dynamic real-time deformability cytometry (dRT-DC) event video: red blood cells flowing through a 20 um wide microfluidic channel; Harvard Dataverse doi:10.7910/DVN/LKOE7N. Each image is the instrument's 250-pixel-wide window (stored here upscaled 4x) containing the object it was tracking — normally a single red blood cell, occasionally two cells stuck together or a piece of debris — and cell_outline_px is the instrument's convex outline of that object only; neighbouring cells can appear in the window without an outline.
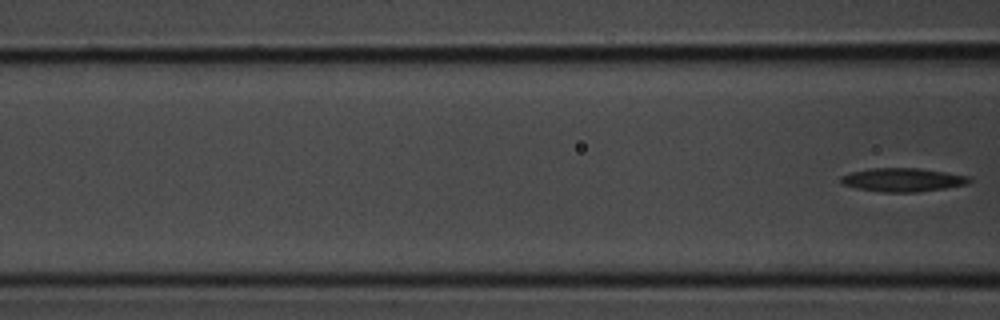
{"species": "common noctule bat (a hibernating species)", "species_latin": "Nyctalus noctula", "temperature_condition": "room temperature", "stored_images_in_passage": 5, "segment_of_instrument_passage": [2, 2], "camera_frame_rate_fps": 3000, "um_per_image_px": 0.085, "animal": {"sex": "male", "body_mass_g": 20.1, "forearm_length_mm": 53.5}, "frame": {"image": 1, "passage_image": 5, "time_ms": 1.333, "image_size_px": [1000, 320], "cell_outline_px": [[972, 180], [968, 184], [944, 188], [916, 192], [884, 192], [856, 188], [844, 184], [840, 180], [840, 176], [852, 172], [872, 168], [920, 168], [968, 176]], "centroid_in_image_um": [76.74, 15.28], "position_along_channel_um": 89.9, "area_um2": 17.46}}